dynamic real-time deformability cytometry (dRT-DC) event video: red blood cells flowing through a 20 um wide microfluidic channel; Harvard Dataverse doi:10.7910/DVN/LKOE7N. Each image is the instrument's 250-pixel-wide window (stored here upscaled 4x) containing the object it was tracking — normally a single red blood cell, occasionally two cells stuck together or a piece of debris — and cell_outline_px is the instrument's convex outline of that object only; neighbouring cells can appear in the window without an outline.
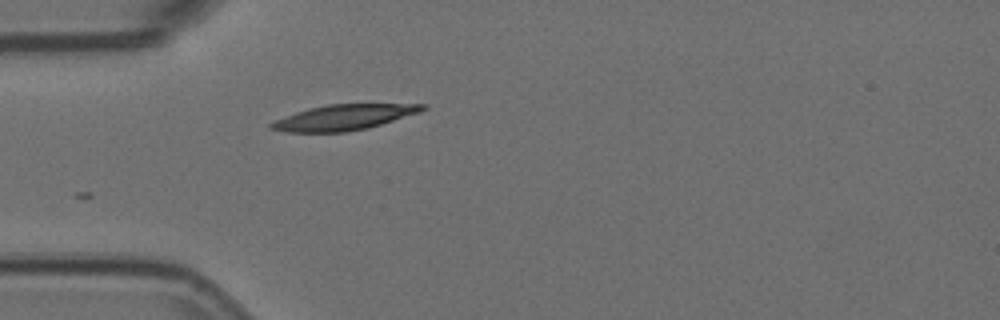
{"species": "Egyptian fruit bat (a non-hibernating species)", "species_latin": "Rousettus aegyptiacus", "temperature_condition": "room temperature", "stored_images_in_passage": 2, "camera_frame_rate_fps": 3000, "um_per_image_px": 0.085, "animal": {"sex": "female"}, "frame": {"image": 1, "passage_image": 2, "time_ms": 0.333, "image_size_px": [1000, 320], "cell_outline_px": [[428, 108], [420, 112], [368, 128], [344, 132], [288, 132], [268, 128], [268, 124], [276, 120], [296, 112], [308, 108], [328, 104], [428, 104]], "centroid_in_image_um": [29.24, 9.97], "position_along_channel_um": 55.8, "area_um2": 22.37}}